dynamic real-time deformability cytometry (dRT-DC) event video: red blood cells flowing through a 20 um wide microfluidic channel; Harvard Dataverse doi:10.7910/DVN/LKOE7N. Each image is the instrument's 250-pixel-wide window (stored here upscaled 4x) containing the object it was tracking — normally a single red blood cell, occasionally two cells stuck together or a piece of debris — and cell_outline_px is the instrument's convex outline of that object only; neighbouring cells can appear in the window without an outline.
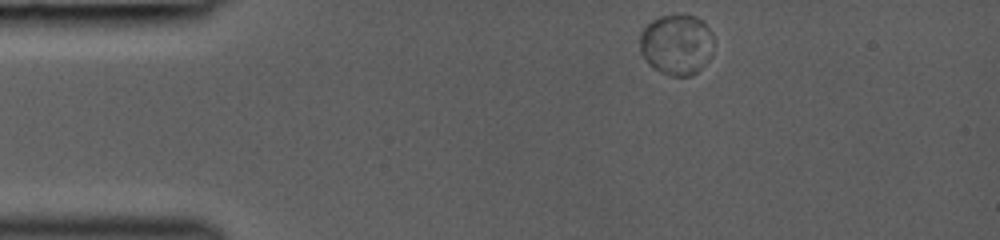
{"species": "common noctule bat (a hibernating species)", "species_latin": "Nyctalus noctula", "temperature_condition": "room temperature", "stored_images_in_passage": 40, "camera_frame_rate_fps": 3000, "um_per_image_px": 0.085, "animal": {"sex": "female", "body_mass_g": 19.0, "forearm_length_mm": 53.3}, "frame": {"image": 1, "passage_image": 1, "time_ms": 0.0, "image_size_px": [1000, 240], "cell_outline_px": [[712, 56], [692, 76], [672, 76], [648, 64], [640, 52], [640, 32], [652, 20], [660, 16], [696, 16], [704, 20], [712, 32]], "centroid_in_image_um": [57.52, 3.78], "position_along_channel_um": 27.5, "area_um2": 26.01}}
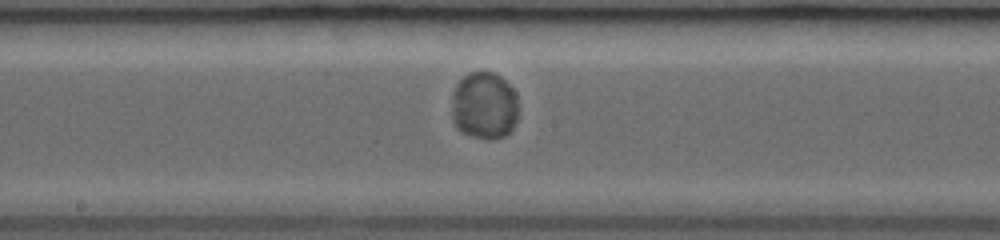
{"frame": {"image": 2, "passage_image": 26, "time_ms": 5.667, "image_size_px": [1000, 240], "cell_outline_px": [[516, 120], [512, 128], [504, 136], [492, 140], [488, 140], [472, 136], [456, 128], [452, 120], [452, 92], [456, 84], [464, 76], [472, 72], [492, 72], [500, 76], [516, 92]], "centroid_in_image_um": [41.13, 8.99], "position_along_channel_um": 207.1, "area_um2": 26.18}}
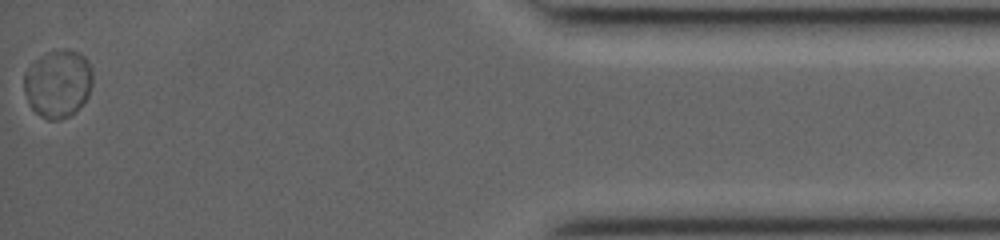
{"frame": {"image": 3, "passage_image": 40, "time_ms": 12.333, "image_size_px": [1000, 240], "cell_outline_px": [[92, 84], [88, 96], [68, 116], [60, 120], [48, 120], [40, 116], [28, 104], [24, 92], [24, 76], [28, 68], [40, 56], [48, 52], [64, 48], [68, 48], [80, 52], [88, 60], [92, 68]], "centroid_in_image_um": [4.92, 7.08], "position_along_channel_um": 430.3, "area_um2": 27.17}}